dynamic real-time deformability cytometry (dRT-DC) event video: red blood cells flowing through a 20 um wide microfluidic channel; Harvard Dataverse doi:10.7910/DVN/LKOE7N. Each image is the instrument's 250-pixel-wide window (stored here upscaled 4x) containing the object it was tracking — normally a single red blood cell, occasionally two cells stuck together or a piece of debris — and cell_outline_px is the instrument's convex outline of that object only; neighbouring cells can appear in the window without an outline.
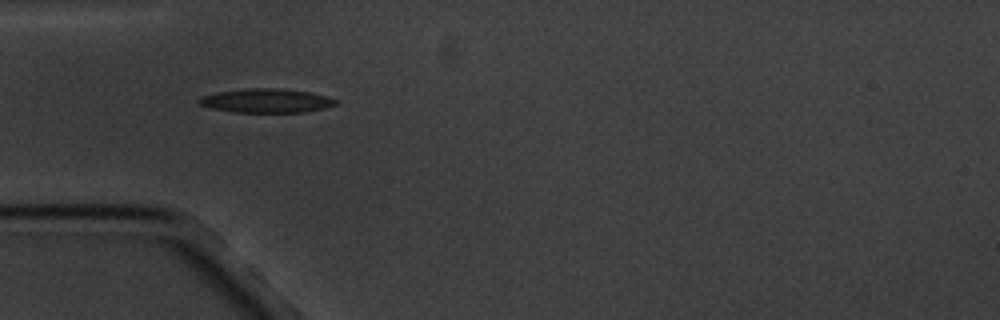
{"species": "common noctule bat (a hibernating species)", "species_latin": "Nyctalus noctula", "temperature_condition": "cold", "stored_images_in_passage": 5, "camera_frame_rate_fps": 3000, "um_per_image_px": 0.085, "animal": {"sex": "male", "body_mass_g": 20.1, "forearm_length_mm": 53.5}, "frame": {"image": 1, "passage_image": 1, "time_ms": 0.0, "image_size_px": [1000, 320], "cell_outline_px": [[340, 104], [308, 112], [232, 112], [212, 108], [200, 104], [196, 100], [200, 96], [216, 92], [248, 88], [276, 88], [308, 92], [328, 96], [336, 100]], "centroid_in_image_um": [22.64, 8.56], "position_along_channel_um": 62.4, "area_um2": 19.19}}
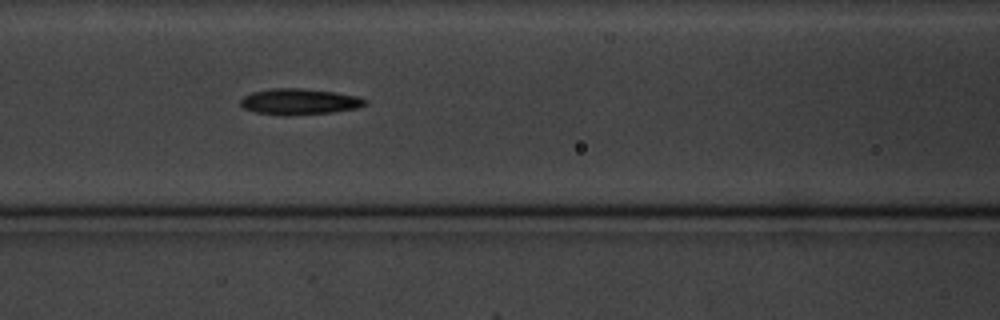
{"frame": {"image": 2, "passage_image": 3, "time_ms": 2.333, "image_size_px": [1000, 320], "cell_outline_px": [[368, 104], [356, 108], [332, 112], [288, 116], [284, 116], [256, 112], [244, 108], [240, 104], [240, 100], [244, 96], [252, 92], [272, 88], [300, 88], [336, 92], [360, 96], [368, 100]], "centroid_in_image_um": [25.48, 8.64], "position_along_channel_um": 141.1, "area_um2": 19.07}}
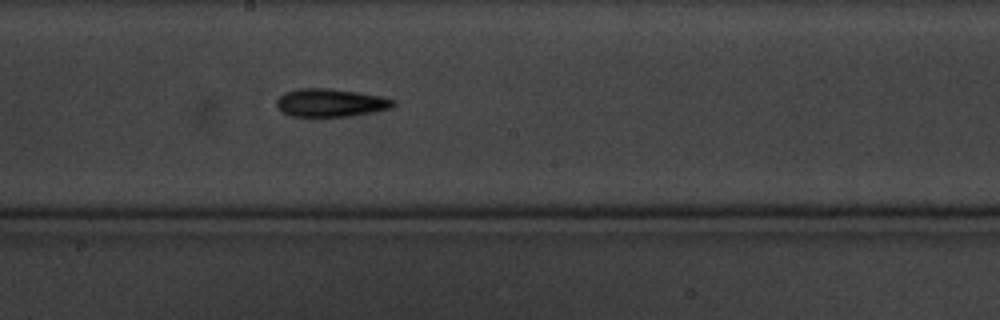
{"frame": {"image": 3, "passage_image": 5, "time_ms": 4.667, "image_size_px": [1000, 320], "cell_outline_px": [[396, 104], [392, 108], [372, 112], [348, 116], [320, 120], [288, 116], [280, 112], [276, 108], [276, 100], [284, 92], [300, 88], [328, 88], [356, 92], [380, 96], [392, 100]], "centroid_in_image_um": [27.98, 8.79], "position_along_channel_um": 220.2, "area_um2": 19.94}}